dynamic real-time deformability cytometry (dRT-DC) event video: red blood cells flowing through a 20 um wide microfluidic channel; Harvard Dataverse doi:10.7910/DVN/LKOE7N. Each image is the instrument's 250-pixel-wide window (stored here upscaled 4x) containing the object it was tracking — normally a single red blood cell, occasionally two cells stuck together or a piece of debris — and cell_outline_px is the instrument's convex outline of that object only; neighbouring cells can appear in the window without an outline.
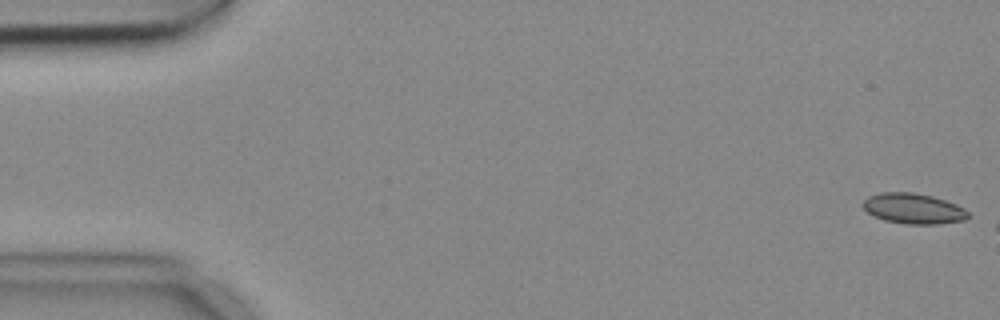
{"species": "common noctule bat (a hibernating species)", "species_latin": "Nyctalus noctula", "temperature_condition": "cold", "stored_images_in_passage": 3, "camera_frame_rate_fps": 3000, "um_per_image_px": 0.085, "animal": {"sex": "female", "body_mass_g": 18.4}, "frame": {"image": 1, "passage_image": 1, "time_ms": 0.0, "image_size_px": [1000, 320], "cell_outline_px": [[972, 216], [964, 220], [936, 224], [904, 224], [884, 220], [868, 212], [860, 204], [868, 196], [880, 192], [912, 192], [932, 196], [956, 204], [964, 208]], "centroid_in_image_um": [77.64, 17.72], "position_along_channel_um": 7.4, "area_um2": 18.73}}